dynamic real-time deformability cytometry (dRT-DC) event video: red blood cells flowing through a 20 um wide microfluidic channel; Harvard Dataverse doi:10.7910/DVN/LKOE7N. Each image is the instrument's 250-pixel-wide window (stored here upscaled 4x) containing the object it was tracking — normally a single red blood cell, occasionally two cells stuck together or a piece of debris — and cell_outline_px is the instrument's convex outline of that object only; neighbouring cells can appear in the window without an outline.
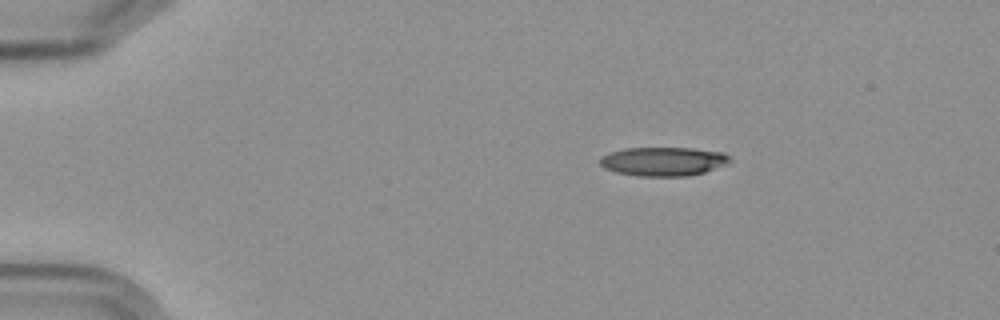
{"species": "Egyptian fruit bat (a non-hibernating species)", "species_latin": "Rousettus aegyptiacus", "temperature_condition": "cold", "stored_images_in_passage": 4, "camera_frame_rate_fps": 3000, "um_per_image_px": 0.085, "frame": {"image": 1, "passage_image": 1, "time_ms": 0.0, "image_size_px": [1000, 320], "cell_outline_px": [[732, 164], [704, 172], [688, 176], [636, 176], [616, 172], [604, 168], [600, 164], [600, 156], [608, 152], [624, 148], [692, 148], [724, 152], [732, 160]], "centroid_in_image_um": [56.41, 13.72], "position_along_channel_um": 28.6, "area_um2": 22.25}}
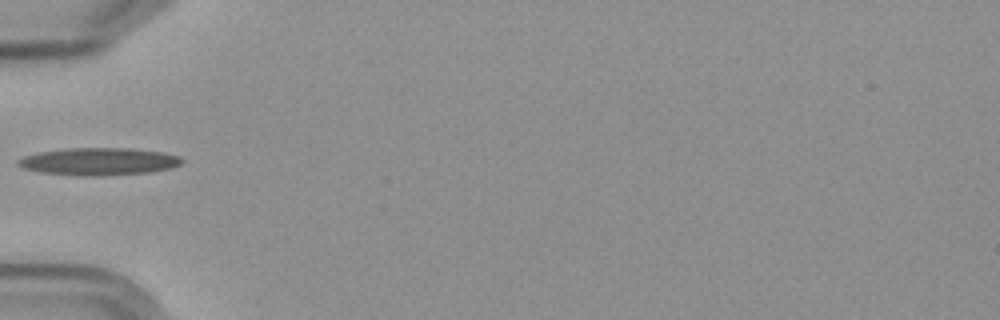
{"frame": {"image": 2, "passage_image": 4, "time_ms": 3.333, "image_size_px": [1000, 320], "cell_outline_px": [[184, 160], [180, 164], [168, 168], [148, 172], [92, 176], [84, 176], [40, 172], [24, 168], [16, 164], [16, 160], [24, 156], [40, 152], [68, 148], [132, 148], [160, 152], [180, 156]], "centroid_in_image_um": [8.37, 13.72], "position_along_channel_um": 76.6, "area_um2": 25.89}}